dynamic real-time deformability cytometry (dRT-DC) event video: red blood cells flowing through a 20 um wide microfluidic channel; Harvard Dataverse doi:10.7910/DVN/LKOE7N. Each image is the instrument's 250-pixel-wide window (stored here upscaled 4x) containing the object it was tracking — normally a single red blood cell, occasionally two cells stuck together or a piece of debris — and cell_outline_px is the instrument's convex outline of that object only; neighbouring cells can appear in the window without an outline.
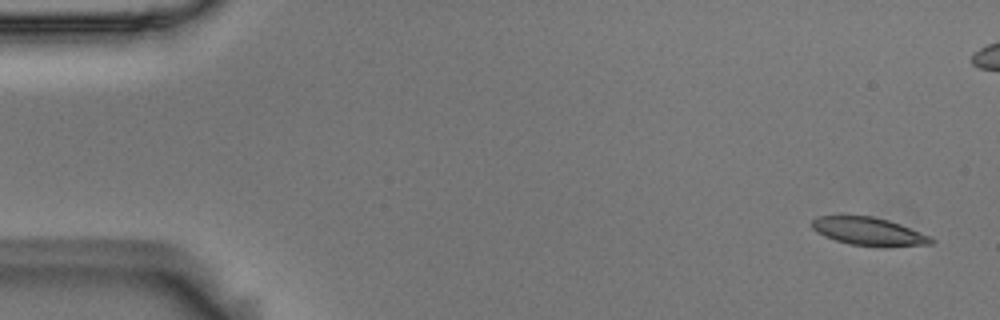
{"species": "Egyptian fruit bat (a non-hibernating species)", "species_latin": "Rousettus aegyptiacus", "temperature_condition": "room temperature", "stored_images_in_passage": 6, "camera_frame_rate_fps": 3000, "um_per_image_px": 0.085, "animal": {"sex": "male"}, "frame": {"image": 1, "passage_image": 1, "time_ms": 0.0, "image_size_px": [1000, 320], "cell_outline_px": [[936, 240], [932, 244], [884, 248], [848, 244], [824, 236], [816, 232], [812, 228], [812, 220], [816, 216], [872, 216], [888, 220], [900, 224], [932, 236]], "centroid_in_image_um": [73.89, 19.7], "position_along_channel_um": 11.1, "area_um2": 19.88}}